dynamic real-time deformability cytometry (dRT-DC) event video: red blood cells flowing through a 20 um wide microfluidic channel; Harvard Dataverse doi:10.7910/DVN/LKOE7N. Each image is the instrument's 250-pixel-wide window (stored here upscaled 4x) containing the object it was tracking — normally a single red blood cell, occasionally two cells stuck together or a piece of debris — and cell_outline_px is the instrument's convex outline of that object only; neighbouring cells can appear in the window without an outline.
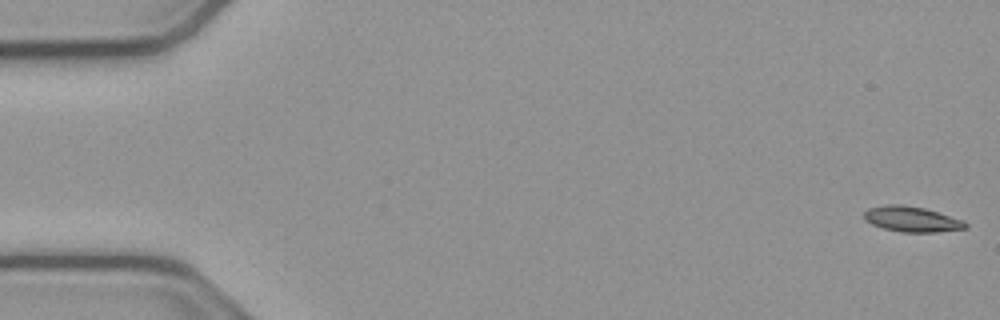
{"species": "common noctule bat (a hibernating species)", "species_latin": "Nyctalus noctula", "temperature_condition": "cold", "stored_images_in_passage": 54, "camera_frame_rate_fps": 3000, "um_per_image_px": 0.085, "animal": {"sex": "male", "body_mass_g": 23.1, "forearm_length_mm": 52.7}, "frame": {"image": 1, "passage_image": 1, "time_ms": 0.0, "image_size_px": [1000, 320], "cell_outline_px": [[968, 228], [936, 232], [900, 232], [884, 228], [872, 224], [864, 220], [864, 212], [868, 208], [888, 204], [904, 204], [924, 208], [964, 220], [968, 224]], "centroid_in_image_um": [77.5, 18.62], "position_along_channel_um": 7.5, "area_um2": 15.09}}
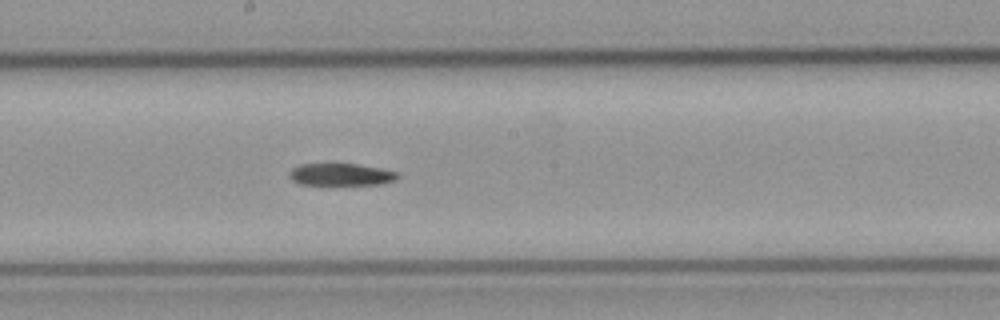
{"frame": {"image": 2, "passage_image": 29, "time_ms": 9.333, "image_size_px": [1000, 320], "cell_outline_px": [[400, 176], [396, 180], [380, 184], [300, 184], [292, 180], [288, 176], [288, 172], [292, 168], [300, 164], [332, 160], [360, 164], [400, 172]], "centroid_in_image_um": [28.95, 14.76], "position_along_channel_um": 219.2, "area_um2": 14.91}}
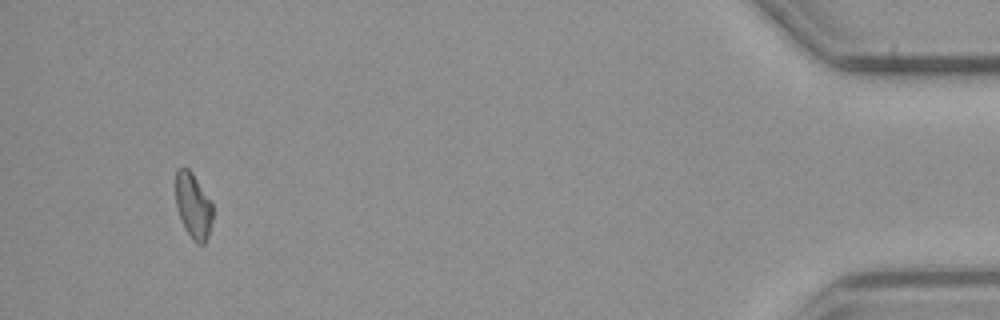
{"frame": {"image": 3, "passage_image": 51, "time_ms": 16.667, "image_size_px": [1000, 320], "cell_outline_px": [[212, 220], [208, 236], [204, 244], [196, 244], [192, 240], [176, 208], [176, 172], [180, 168], [188, 168], [192, 172], [212, 204]], "centroid_in_image_um": [16.42, 17.51], "position_along_channel_um": 418.8, "area_um2": 13.81}}